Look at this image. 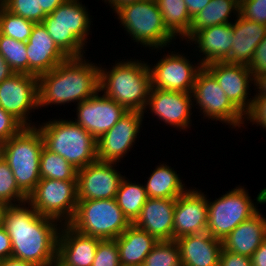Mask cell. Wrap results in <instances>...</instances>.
<instances>
[{
	"mask_svg": "<svg viewBox=\"0 0 266 266\" xmlns=\"http://www.w3.org/2000/svg\"><path fill=\"white\" fill-rule=\"evenodd\" d=\"M65 1L66 0H38V7H41L43 12L48 15Z\"/></svg>",
	"mask_w": 266,
	"mask_h": 266,
	"instance_id": "7dc6e473",
	"label": "cell"
},
{
	"mask_svg": "<svg viewBox=\"0 0 266 266\" xmlns=\"http://www.w3.org/2000/svg\"><path fill=\"white\" fill-rule=\"evenodd\" d=\"M104 3L108 4L110 6V9H114L117 6H121L130 2H136L141 0H102Z\"/></svg>",
	"mask_w": 266,
	"mask_h": 266,
	"instance_id": "816d5d0a",
	"label": "cell"
},
{
	"mask_svg": "<svg viewBox=\"0 0 266 266\" xmlns=\"http://www.w3.org/2000/svg\"><path fill=\"white\" fill-rule=\"evenodd\" d=\"M219 266H252L251 258L232 253L222 247Z\"/></svg>",
	"mask_w": 266,
	"mask_h": 266,
	"instance_id": "7bdbcfd3",
	"label": "cell"
},
{
	"mask_svg": "<svg viewBox=\"0 0 266 266\" xmlns=\"http://www.w3.org/2000/svg\"><path fill=\"white\" fill-rule=\"evenodd\" d=\"M145 114L128 111L110 130L97 139V159L121 163L136 144Z\"/></svg>",
	"mask_w": 266,
	"mask_h": 266,
	"instance_id": "5bb4252c",
	"label": "cell"
},
{
	"mask_svg": "<svg viewBox=\"0 0 266 266\" xmlns=\"http://www.w3.org/2000/svg\"><path fill=\"white\" fill-rule=\"evenodd\" d=\"M239 10L240 0H210L209 4L192 18L188 40L202 29L232 23L235 15H239ZM231 16H233V19Z\"/></svg>",
	"mask_w": 266,
	"mask_h": 266,
	"instance_id": "f1b7e54d",
	"label": "cell"
},
{
	"mask_svg": "<svg viewBox=\"0 0 266 266\" xmlns=\"http://www.w3.org/2000/svg\"><path fill=\"white\" fill-rule=\"evenodd\" d=\"M102 239L81 234L62 224L58 236L57 263L60 266H92Z\"/></svg>",
	"mask_w": 266,
	"mask_h": 266,
	"instance_id": "44dd1931",
	"label": "cell"
},
{
	"mask_svg": "<svg viewBox=\"0 0 266 266\" xmlns=\"http://www.w3.org/2000/svg\"><path fill=\"white\" fill-rule=\"evenodd\" d=\"M40 179L77 181V169L44 146L40 158Z\"/></svg>",
	"mask_w": 266,
	"mask_h": 266,
	"instance_id": "1f68e13d",
	"label": "cell"
},
{
	"mask_svg": "<svg viewBox=\"0 0 266 266\" xmlns=\"http://www.w3.org/2000/svg\"><path fill=\"white\" fill-rule=\"evenodd\" d=\"M175 204L176 199L148 198L133 224L158 241L173 240Z\"/></svg>",
	"mask_w": 266,
	"mask_h": 266,
	"instance_id": "603a6c76",
	"label": "cell"
},
{
	"mask_svg": "<svg viewBox=\"0 0 266 266\" xmlns=\"http://www.w3.org/2000/svg\"><path fill=\"white\" fill-rule=\"evenodd\" d=\"M180 52L168 51L156 64L148 63L152 88L174 92L193 91L196 76L204 66L198 60L197 63L191 62L188 54Z\"/></svg>",
	"mask_w": 266,
	"mask_h": 266,
	"instance_id": "7c38bea8",
	"label": "cell"
},
{
	"mask_svg": "<svg viewBox=\"0 0 266 266\" xmlns=\"http://www.w3.org/2000/svg\"><path fill=\"white\" fill-rule=\"evenodd\" d=\"M147 199L148 195L144 183L141 184L138 181L136 183L135 180L129 181L128 177H123L115 196V200L124 215L132 224L140 216L142 207Z\"/></svg>",
	"mask_w": 266,
	"mask_h": 266,
	"instance_id": "4dcf8cb0",
	"label": "cell"
},
{
	"mask_svg": "<svg viewBox=\"0 0 266 266\" xmlns=\"http://www.w3.org/2000/svg\"><path fill=\"white\" fill-rule=\"evenodd\" d=\"M92 266H121L115 239H103L98 243Z\"/></svg>",
	"mask_w": 266,
	"mask_h": 266,
	"instance_id": "74e56055",
	"label": "cell"
},
{
	"mask_svg": "<svg viewBox=\"0 0 266 266\" xmlns=\"http://www.w3.org/2000/svg\"><path fill=\"white\" fill-rule=\"evenodd\" d=\"M239 14L247 20L266 25V0H240Z\"/></svg>",
	"mask_w": 266,
	"mask_h": 266,
	"instance_id": "f35d334b",
	"label": "cell"
},
{
	"mask_svg": "<svg viewBox=\"0 0 266 266\" xmlns=\"http://www.w3.org/2000/svg\"><path fill=\"white\" fill-rule=\"evenodd\" d=\"M3 159V145L2 143H0V162L2 161Z\"/></svg>",
	"mask_w": 266,
	"mask_h": 266,
	"instance_id": "db71d44e",
	"label": "cell"
},
{
	"mask_svg": "<svg viewBox=\"0 0 266 266\" xmlns=\"http://www.w3.org/2000/svg\"><path fill=\"white\" fill-rule=\"evenodd\" d=\"M250 258L252 266H266V239Z\"/></svg>",
	"mask_w": 266,
	"mask_h": 266,
	"instance_id": "f6af8a7d",
	"label": "cell"
},
{
	"mask_svg": "<svg viewBox=\"0 0 266 266\" xmlns=\"http://www.w3.org/2000/svg\"><path fill=\"white\" fill-rule=\"evenodd\" d=\"M36 127L42 134L44 146L61 155L77 170L98 160L97 140L73 119L54 118Z\"/></svg>",
	"mask_w": 266,
	"mask_h": 266,
	"instance_id": "8992f818",
	"label": "cell"
},
{
	"mask_svg": "<svg viewBox=\"0 0 266 266\" xmlns=\"http://www.w3.org/2000/svg\"><path fill=\"white\" fill-rule=\"evenodd\" d=\"M116 164L97 160L77 170L78 201L115 198L125 176Z\"/></svg>",
	"mask_w": 266,
	"mask_h": 266,
	"instance_id": "e0dca14e",
	"label": "cell"
},
{
	"mask_svg": "<svg viewBox=\"0 0 266 266\" xmlns=\"http://www.w3.org/2000/svg\"><path fill=\"white\" fill-rule=\"evenodd\" d=\"M132 223L113 199L78 201L68 223L77 232L100 239H116Z\"/></svg>",
	"mask_w": 266,
	"mask_h": 266,
	"instance_id": "9c48e42d",
	"label": "cell"
},
{
	"mask_svg": "<svg viewBox=\"0 0 266 266\" xmlns=\"http://www.w3.org/2000/svg\"><path fill=\"white\" fill-rule=\"evenodd\" d=\"M0 266H35V265L33 263L24 260L9 257L4 260H0Z\"/></svg>",
	"mask_w": 266,
	"mask_h": 266,
	"instance_id": "f907efd6",
	"label": "cell"
},
{
	"mask_svg": "<svg viewBox=\"0 0 266 266\" xmlns=\"http://www.w3.org/2000/svg\"><path fill=\"white\" fill-rule=\"evenodd\" d=\"M253 96L250 109L244 114V123L248 121L249 124H255L266 130V95Z\"/></svg>",
	"mask_w": 266,
	"mask_h": 266,
	"instance_id": "ab89813d",
	"label": "cell"
},
{
	"mask_svg": "<svg viewBox=\"0 0 266 266\" xmlns=\"http://www.w3.org/2000/svg\"><path fill=\"white\" fill-rule=\"evenodd\" d=\"M193 106L203 119H211L232 129L246 128L244 114L229 100L215 77L203 67L197 74L192 91ZM244 124V125H243ZM244 126V127H243Z\"/></svg>",
	"mask_w": 266,
	"mask_h": 266,
	"instance_id": "30bf717a",
	"label": "cell"
},
{
	"mask_svg": "<svg viewBox=\"0 0 266 266\" xmlns=\"http://www.w3.org/2000/svg\"><path fill=\"white\" fill-rule=\"evenodd\" d=\"M117 60L108 69L99 64V90L127 111L143 113L152 88L148 61Z\"/></svg>",
	"mask_w": 266,
	"mask_h": 266,
	"instance_id": "3957f363",
	"label": "cell"
},
{
	"mask_svg": "<svg viewBox=\"0 0 266 266\" xmlns=\"http://www.w3.org/2000/svg\"><path fill=\"white\" fill-rule=\"evenodd\" d=\"M61 226L57 220L37 213L28 202L5 206L3 227L11 239V257L35 266L57 263Z\"/></svg>",
	"mask_w": 266,
	"mask_h": 266,
	"instance_id": "6da1fadb",
	"label": "cell"
},
{
	"mask_svg": "<svg viewBox=\"0 0 266 266\" xmlns=\"http://www.w3.org/2000/svg\"><path fill=\"white\" fill-rule=\"evenodd\" d=\"M121 266H143L146 256L158 240L131 224L116 239Z\"/></svg>",
	"mask_w": 266,
	"mask_h": 266,
	"instance_id": "4316f807",
	"label": "cell"
},
{
	"mask_svg": "<svg viewBox=\"0 0 266 266\" xmlns=\"http://www.w3.org/2000/svg\"><path fill=\"white\" fill-rule=\"evenodd\" d=\"M175 241L182 266H219L222 241L208 232L185 235Z\"/></svg>",
	"mask_w": 266,
	"mask_h": 266,
	"instance_id": "d4e9b609",
	"label": "cell"
},
{
	"mask_svg": "<svg viewBox=\"0 0 266 266\" xmlns=\"http://www.w3.org/2000/svg\"><path fill=\"white\" fill-rule=\"evenodd\" d=\"M235 18L232 22V48L223 62L249 66L256 47L266 36V25L247 20L240 14Z\"/></svg>",
	"mask_w": 266,
	"mask_h": 266,
	"instance_id": "cb8c5ba5",
	"label": "cell"
},
{
	"mask_svg": "<svg viewBox=\"0 0 266 266\" xmlns=\"http://www.w3.org/2000/svg\"><path fill=\"white\" fill-rule=\"evenodd\" d=\"M161 163L147 177V182H144L148 198L176 199L188 190L185 186L187 184L173 167L166 162Z\"/></svg>",
	"mask_w": 266,
	"mask_h": 266,
	"instance_id": "83f0119b",
	"label": "cell"
},
{
	"mask_svg": "<svg viewBox=\"0 0 266 266\" xmlns=\"http://www.w3.org/2000/svg\"><path fill=\"white\" fill-rule=\"evenodd\" d=\"M14 72L11 70L9 64L0 54V83L9 78Z\"/></svg>",
	"mask_w": 266,
	"mask_h": 266,
	"instance_id": "681fc988",
	"label": "cell"
},
{
	"mask_svg": "<svg viewBox=\"0 0 266 266\" xmlns=\"http://www.w3.org/2000/svg\"><path fill=\"white\" fill-rule=\"evenodd\" d=\"M122 29L133 42L157 53L176 44V39L167 31L162 14L155 0H141L117 6L112 10ZM174 44V45H173ZM170 45V46H169ZM156 49V50H155ZM154 50V51H153Z\"/></svg>",
	"mask_w": 266,
	"mask_h": 266,
	"instance_id": "277c9868",
	"label": "cell"
},
{
	"mask_svg": "<svg viewBox=\"0 0 266 266\" xmlns=\"http://www.w3.org/2000/svg\"><path fill=\"white\" fill-rule=\"evenodd\" d=\"M248 68L252 75L262 74L266 72V36L261 40L255 49V53Z\"/></svg>",
	"mask_w": 266,
	"mask_h": 266,
	"instance_id": "b9f144b4",
	"label": "cell"
},
{
	"mask_svg": "<svg viewBox=\"0 0 266 266\" xmlns=\"http://www.w3.org/2000/svg\"><path fill=\"white\" fill-rule=\"evenodd\" d=\"M255 199L254 203L247 188L240 184L213 201L208 198L206 232L222 241L236 226L260 210L258 204H266V188L261 189Z\"/></svg>",
	"mask_w": 266,
	"mask_h": 266,
	"instance_id": "52a82bcc",
	"label": "cell"
},
{
	"mask_svg": "<svg viewBox=\"0 0 266 266\" xmlns=\"http://www.w3.org/2000/svg\"><path fill=\"white\" fill-rule=\"evenodd\" d=\"M0 54L14 73L28 74L26 42L0 34Z\"/></svg>",
	"mask_w": 266,
	"mask_h": 266,
	"instance_id": "d6a6232c",
	"label": "cell"
},
{
	"mask_svg": "<svg viewBox=\"0 0 266 266\" xmlns=\"http://www.w3.org/2000/svg\"><path fill=\"white\" fill-rule=\"evenodd\" d=\"M24 126L0 106V143L18 134Z\"/></svg>",
	"mask_w": 266,
	"mask_h": 266,
	"instance_id": "60d3db41",
	"label": "cell"
},
{
	"mask_svg": "<svg viewBox=\"0 0 266 266\" xmlns=\"http://www.w3.org/2000/svg\"><path fill=\"white\" fill-rule=\"evenodd\" d=\"M204 67L215 77L229 100L245 114L250 109L254 97L250 96L254 76L248 66L216 61Z\"/></svg>",
	"mask_w": 266,
	"mask_h": 266,
	"instance_id": "ac0fdd59",
	"label": "cell"
},
{
	"mask_svg": "<svg viewBox=\"0 0 266 266\" xmlns=\"http://www.w3.org/2000/svg\"><path fill=\"white\" fill-rule=\"evenodd\" d=\"M3 2H4V0H0V5H2V4H3Z\"/></svg>",
	"mask_w": 266,
	"mask_h": 266,
	"instance_id": "11a10c76",
	"label": "cell"
},
{
	"mask_svg": "<svg viewBox=\"0 0 266 266\" xmlns=\"http://www.w3.org/2000/svg\"><path fill=\"white\" fill-rule=\"evenodd\" d=\"M2 145L4 160L18 187L28 196L40 181V158L44 147L41 132L36 126L24 127Z\"/></svg>",
	"mask_w": 266,
	"mask_h": 266,
	"instance_id": "ba28073f",
	"label": "cell"
},
{
	"mask_svg": "<svg viewBox=\"0 0 266 266\" xmlns=\"http://www.w3.org/2000/svg\"><path fill=\"white\" fill-rule=\"evenodd\" d=\"M12 256V244L11 239L2 226L0 228V260H4Z\"/></svg>",
	"mask_w": 266,
	"mask_h": 266,
	"instance_id": "ee69618b",
	"label": "cell"
},
{
	"mask_svg": "<svg viewBox=\"0 0 266 266\" xmlns=\"http://www.w3.org/2000/svg\"><path fill=\"white\" fill-rule=\"evenodd\" d=\"M26 48L28 75L39 77L69 58L50 37L43 23H35Z\"/></svg>",
	"mask_w": 266,
	"mask_h": 266,
	"instance_id": "ffe728a7",
	"label": "cell"
},
{
	"mask_svg": "<svg viewBox=\"0 0 266 266\" xmlns=\"http://www.w3.org/2000/svg\"><path fill=\"white\" fill-rule=\"evenodd\" d=\"M143 266H182L180 249L176 241H158L146 256Z\"/></svg>",
	"mask_w": 266,
	"mask_h": 266,
	"instance_id": "e575fe53",
	"label": "cell"
},
{
	"mask_svg": "<svg viewBox=\"0 0 266 266\" xmlns=\"http://www.w3.org/2000/svg\"><path fill=\"white\" fill-rule=\"evenodd\" d=\"M35 22L12 14L0 5V34L15 40L27 42Z\"/></svg>",
	"mask_w": 266,
	"mask_h": 266,
	"instance_id": "836d02e7",
	"label": "cell"
},
{
	"mask_svg": "<svg viewBox=\"0 0 266 266\" xmlns=\"http://www.w3.org/2000/svg\"><path fill=\"white\" fill-rule=\"evenodd\" d=\"M27 202L40 215L68 224L78 203L77 181L40 179Z\"/></svg>",
	"mask_w": 266,
	"mask_h": 266,
	"instance_id": "8fae6325",
	"label": "cell"
},
{
	"mask_svg": "<svg viewBox=\"0 0 266 266\" xmlns=\"http://www.w3.org/2000/svg\"><path fill=\"white\" fill-rule=\"evenodd\" d=\"M88 10L82 0H66L42 21L50 37L68 57L86 54L93 25Z\"/></svg>",
	"mask_w": 266,
	"mask_h": 266,
	"instance_id": "5b68a950",
	"label": "cell"
},
{
	"mask_svg": "<svg viewBox=\"0 0 266 266\" xmlns=\"http://www.w3.org/2000/svg\"><path fill=\"white\" fill-rule=\"evenodd\" d=\"M254 95H266V72L254 75ZM257 89V90H256Z\"/></svg>",
	"mask_w": 266,
	"mask_h": 266,
	"instance_id": "c3c4849f",
	"label": "cell"
},
{
	"mask_svg": "<svg viewBox=\"0 0 266 266\" xmlns=\"http://www.w3.org/2000/svg\"><path fill=\"white\" fill-rule=\"evenodd\" d=\"M27 195L18 187L8 163L0 162V204L5 206L27 202Z\"/></svg>",
	"mask_w": 266,
	"mask_h": 266,
	"instance_id": "d590c367",
	"label": "cell"
},
{
	"mask_svg": "<svg viewBox=\"0 0 266 266\" xmlns=\"http://www.w3.org/2000/svg\"><path fill=\"white\" fill-rule=\"evenodd\" d=\"M198 189V190H197ZM196 187L176 198L173 217V240L190 234L206 232L208 222L207 196Z\"/></svg>",
	"mask_w": 266,
	"mask_h": 266,
	"instance_id": "d6986e66",
	"label": "cell"
},
{
	"mask_svg": "<svg viewBox=\"0 0 266 266\" xmlns=\"http://www.w3.org/2000/svg\"><path fill=\"white\" fill-rule=\"evenodd\" d=\"M0 106L24 127H35L30 114L38 110V77L13 73L5 79L0 83Z\"/></svg>",
	"mask_w": 266,
	"mask_h": 266,
	"instance_id": "4fadbf2b",
	"label": "cell"
},
{
	"mask_svg": "<svg viewBox=\"0 0 266 266\" xmlns=\"http://www.w3.org/2000/svg\"><path fill=\"white\" fill-rule=\"evenodd\" d=\"M167 31L181 41H188L192 19L184 0H155Z\"/></svg>",
	"mask_w": 266,
	"mask_h": 266,
	"instance_id": "f546056e",
	"label": "cell"
},
{
	"mask_svg": "<svg viewBox=\"0 0 266 266\" xmlns=\"http://www.w3.org/2000/svg\"><path fill=\"white\" fill-rule=\"evenodd\" d=\"M2 6L12 14L35 23H42L46 14L38 7V0H4Z\"/></svg>",
	"mask_w": 266,
	"mask_h": 266,
	"instance_id": "8d00e7d4",
	"label": "cell"
},
{
	"mask_svg": "<svg viewBox=\"0 0 266 266\" xmlns=\"http://www.w3.org/2000/svg\"><path fill=\"white\" fill-rule=\"evenodd\" d=\"M232 40V23H225L196 32L186 43L190 44L188 47L196 45L194 50L200 54V59L197 60L205 66L211 62L223 61L229 55Z\"/></svg>",
	"mask_w": 266,
	"mask_h": 266,
	"instance_id": "7402d4cb",
	"label": "cell"
},
{
	"mask_svg": "<svg viewBox=\"0 0 266 266\" xmlns=\"http://www.w3.org/2000/svg\"><path fill=\"white\" fill-rule=\"evenodd\" d=\"M86 57H69L38 77V109L79 104L99 90V64Z\"/></svg>",
	"mask_w": 266,
	"mask_h": 266,
	"instance_id": "7a4b0ae2",
	"label": "cell"
},
{
	"mask_svg": "<svg viewBox=\"0 0 266 266\" xmlns=\"http://www.w3.org/2000/svg\"><path fill=\"white\" fill-rule=\"evenodd\" d=\"M188 8L190 18L195 17L206 5L209 4L210 0H184Z\"/></svg>",
	"mask_w": 266,
	"mask_h": 266,
	"instance_id": "bcb514c9",
	"label": "cell"
},
{
	"mask_svg": "<svg viewBox=\"0 0 266 266\" xmlns=\"http://www.w3.org/2000/svg\"><path fill=\"white\" fill-rule=\"evenodd\" d=\"M102 94V95H101ZM73 120L96 140L110 130L128 111L98 90L90 98L75 105Z\"/></svg>",
	"mask_w": 266,
	"mask_h": 266,
	"instance_id": "2e32d148",
	"label": "cell"
},
{
	"mask_svg": "<svg viewBox=\"0 0 266 266\" xmlns=\"http://www.w3.org/2000/svg\"><path fill=\"white\" fill-rule=\"evenodd\" d=\"M259 210L236 226L223 240L222 247L232 253L251 257L266 239V217Z\"/></svg>",
	"mask_w": 266,
	"mask_h": 266,
	"instance_id": "484cf974",
	"label": "cell"
},
{
	"mask_svg": "<svg viewBox=\"0 0 266 266\" xmlns=\"http://www.w3.org/2000/svg\"><path fill=\"white\" fill-rule=\"evenodd\" d=\"M193 109L192 92H174L151 88L143 113H152V116L155 115L159 121L181 132V130L187 131L186 129L193 126L191 119Z\"/></svg>",
	"mask_w": 266,
	"mask_h": 266,
	"instance_id": "9a60e30c",
	"label": "cell"
},
{
	"mask_svg": "<svg viewBox=\"0 0 266 266\" xmlns=\"http://www.w3.org/2000/svg\"><path fill=\"white\" fill-rule=\"evenodd\" d=\"M5 211V205L0 204V228L3 226V214Z\"/></svg>",
	"mask_w": 266,
	"mask_h": 266,
	"instance_id": "f5cc1de1",
	"label": "cell"
}]
</instances>
